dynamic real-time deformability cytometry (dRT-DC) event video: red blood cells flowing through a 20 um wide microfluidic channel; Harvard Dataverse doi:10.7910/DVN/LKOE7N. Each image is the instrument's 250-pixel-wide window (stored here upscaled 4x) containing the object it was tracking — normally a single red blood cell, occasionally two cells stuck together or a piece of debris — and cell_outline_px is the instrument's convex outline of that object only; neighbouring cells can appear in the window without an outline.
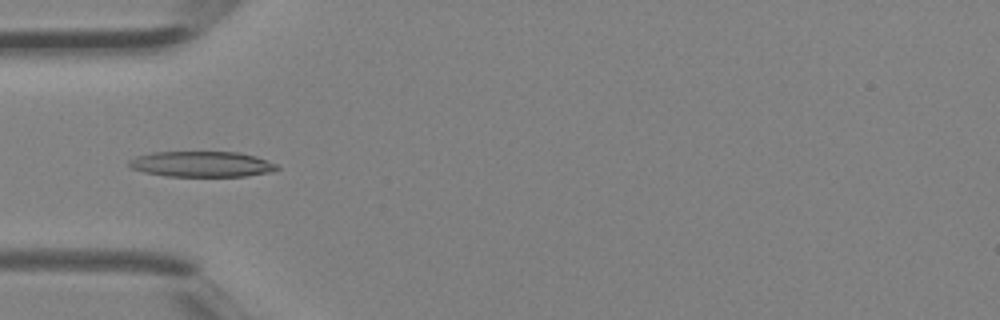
{"species": "Egyptian fruit bat (a non-hibernating species)", "species_latin": "Rousettus aegyptiacus", "temperature_condition": "room temperature", "stored_images_in_passage": 3, "camera_frame_rate_fps": 3000, "um_per_image_px": 0.085, "animal": {"sex": "female"}, "frame": {"image": 1, "passage_image": 3, "time_ms": 0.667, "image_size_px": [1000, 320], "cell_outline_px": [[280, 168], [268, 172], [244, 176], [164, 176], [144, 172], [132, 168], [128, 164], [128, 160], [136, 156], [152, 152], [240, 152], [256, 156], [276, 164]], "centroid_in_image_um": [17.11, 13.94], "position_along_channel_um": 67.9, "area_um2": 22.02}}